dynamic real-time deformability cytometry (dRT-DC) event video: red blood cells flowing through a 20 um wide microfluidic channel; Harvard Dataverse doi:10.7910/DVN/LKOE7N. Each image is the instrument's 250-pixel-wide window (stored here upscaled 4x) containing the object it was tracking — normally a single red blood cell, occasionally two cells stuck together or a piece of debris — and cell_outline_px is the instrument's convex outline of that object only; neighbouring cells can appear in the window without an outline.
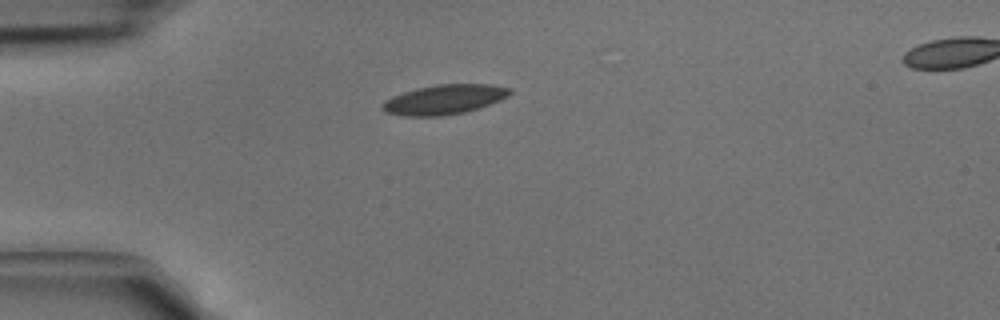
{"species": "common noctule bat (a hibernating species)", "species_latin": "Nyctalus noctula", "temperature_condition": "cold", "stored_images_in_passage": 2, "segment_of_instrument_passage": [1, 2], "camera_frame_rate_fps": 3000, "um_per_image_px": 0.085, "animal": {"sex": "male", "body_mass_g": 15.6}, "frame": {"image": 1, "passage_image": 1, "time_ms": 0.0, "image_size_px": [1000, 320], "cell_outline_px": [[512, 92], [508, 96], [500, 100], [480, 108], [464, 112], [440, 116], [404, 116], [384, 112], [380, 108], [380, 104], [384, 100], [392, 96], [416, 88], [436, 84], [492, 84], [508, 88]], "centroid_in_image_um": [37.72, 8.46], "position_along_channel_um": 47.3, "area_um2": 22.2}}